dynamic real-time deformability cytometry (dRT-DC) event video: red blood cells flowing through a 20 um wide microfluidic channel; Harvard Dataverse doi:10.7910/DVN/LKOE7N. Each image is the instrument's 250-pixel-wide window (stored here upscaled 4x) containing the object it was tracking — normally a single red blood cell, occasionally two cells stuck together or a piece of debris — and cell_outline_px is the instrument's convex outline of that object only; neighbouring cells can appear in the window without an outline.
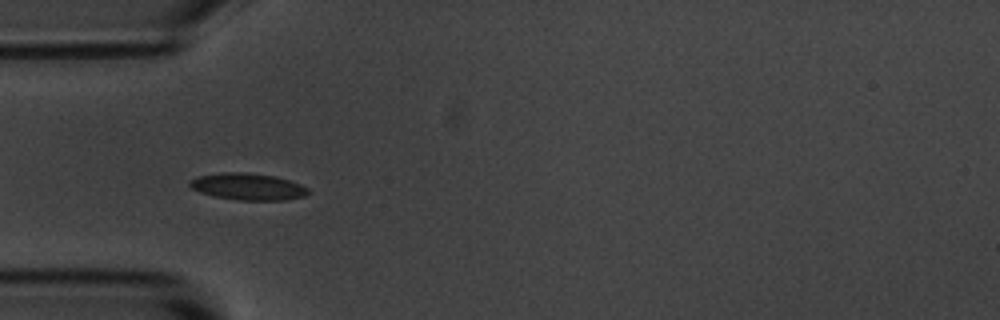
{"species": "common noctule bat (a hibernating species)", "species_latin": "Nyctalus noctula", "temperature_condition": "room temperature", "stored_images_in_passage": 5, "camera_frame_rate_fps": 3000, "um_per_image_px": 0.085, "animal": {"sex": "male", "body_mass_g": 20.1, "forearm_length_mm": 53.5}, "frame": {"image": 1, "passage_image": 4, "time_ms": 3.667, "image_size_px": [1000, 320], "cell_outline_px": [[308, 192], [304, 196], [284, 200], [236, 200], [212, 196], [200, 192], [192, 188], [188, 184], [188, 180], [196, 176], [220, 172], [248, 172], [276, 176], [300, 184], [308, 188]], "centroid_in_image_um": [21.01, 15.85], "position_along_channel_um": 64.0, "area_um2": 18.67}}